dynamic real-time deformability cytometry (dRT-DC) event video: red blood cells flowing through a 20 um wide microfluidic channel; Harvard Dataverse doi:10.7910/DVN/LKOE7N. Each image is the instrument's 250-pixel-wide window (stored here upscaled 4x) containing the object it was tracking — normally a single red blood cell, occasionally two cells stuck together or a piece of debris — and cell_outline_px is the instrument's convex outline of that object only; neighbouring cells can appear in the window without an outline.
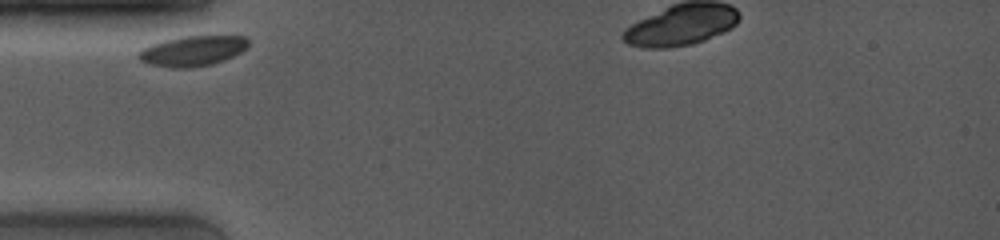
{"species": "common noctule bat (a hibernating species)", "species_latin": "Nyctalus noctula", "temperature_condition": "room temperature", "stored_images_in_passage": 31, "camera_frame_rate_fps": 4000, "um_per_image_px": 0.085, "animal": {"sex": "female", "body_mass_g": 19.0, "forearm_length_mm": 53.3}, "frame": {"image": 1, "passage_image": 1, "time_ms": 0.0, "image_size_px": [1000, 240], "cell_outline_px": [[248, 48], [224, 60], [212, 64], [188, 68], [172, 68], [152, 64], [140, 60], [136, 56], [136, 52], [152, 44], [164, 40], [184, 36], [244, 36], [248, 40]], "centroid_in_image_um": [16.36, 4.33], "position_along_channel_um": 68.6, "area_um2": 19.25}}
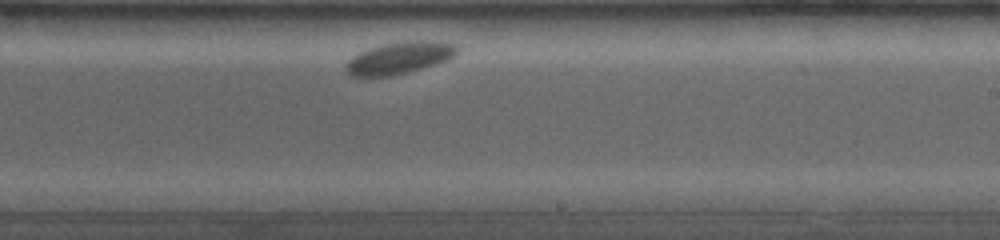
{"frame": {"image": 2, "passage_image": 18, "time_ms": 5.5, "image_size_px": [1000, 240], "cell_outline_px": [[456, 52], [448, 60], [436, 64], [392, 76], [352, 76], [344, 68], [344, 64], [352, 56], [360, 52], [384, 44], [408, 40], [432, 40], [456, 44]], "centroid_in_image_um": [33.93, 4.91], "position_along_channel_um": 255.1, "area_um2": 20.58}}
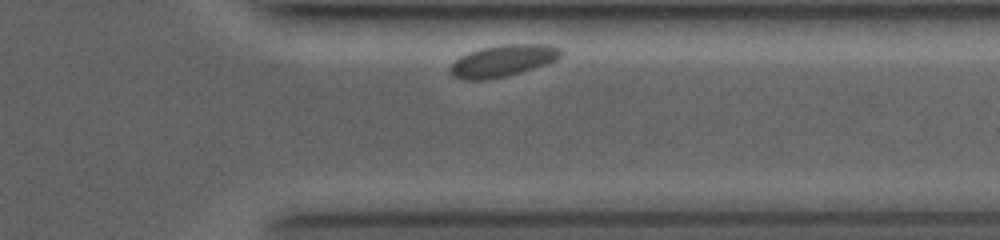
{"frame": {"image": 3, "passage_image": 28, "time_ms": 8.75, "image_size_px": [1000, 240], "cell_outline_px": [[564, 52], [556, 60], [520, 72], [504, 76], [484, 80], [464, 80], [452, 76], [448, 72], [448, 68], [460, 56], [468, 52], [500, 44], [548, 44], [560, 48]], "centroid_in_image_um": [42.71, 5.16], "position_along_channel_um": 368.7, "area_um2": 20.4}}